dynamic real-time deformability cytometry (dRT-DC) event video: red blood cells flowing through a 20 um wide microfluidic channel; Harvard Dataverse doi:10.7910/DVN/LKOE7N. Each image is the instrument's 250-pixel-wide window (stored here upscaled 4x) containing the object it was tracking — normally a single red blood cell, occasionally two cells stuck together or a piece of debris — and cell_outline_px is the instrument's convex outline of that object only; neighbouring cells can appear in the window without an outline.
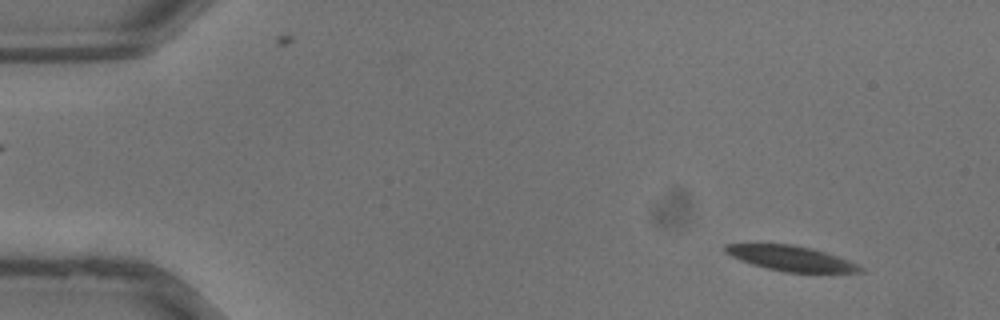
{"species": "common noctule bat (a hibernating species)", "species_latin": "Nyctalus noctula", "temperature_condition": "warm", "stored_images_in_passage": 35, "camera_frame_rate_fps": 3000, "um_per_image_px": 0.085, "animal": {"sex": "male", "body_mass_g": 13.3}, "frame": {"image": 1, "passage_image": 1, "time_ms": 0.0, "image_size_px": [1000, 320], "cell_outline_px": [[864, 272], [784, 272], [752, 264], [740, 260], [724, 252], [724, 244], [792, 244], [812, 248], [848, 260], [864, 268]], "centroid_in_image_um": [67.21, 21.95], "position_along_channel_um": 17.8, "area_um2": 19.48}}
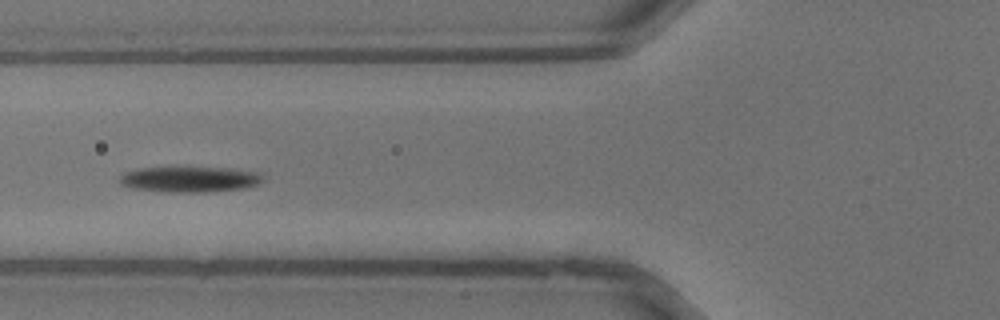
{"frame": {"image": 2, "passage_image": 12, "time_ms": 3.667, "image_size_px": [1000, 320], "cell_outline_px": [[264, 180], [260, 184], [244, 188], [212, 192], [164, 192], [132, 188], [120, 184], [120, 176], [128, 172], [140, 168], [232, 168], [256, 172], [264, 176]], "centroid_in_image_um": [16.19, 15.26], "position_along_channel_um": 109.6, "area_um2": 21.33}}
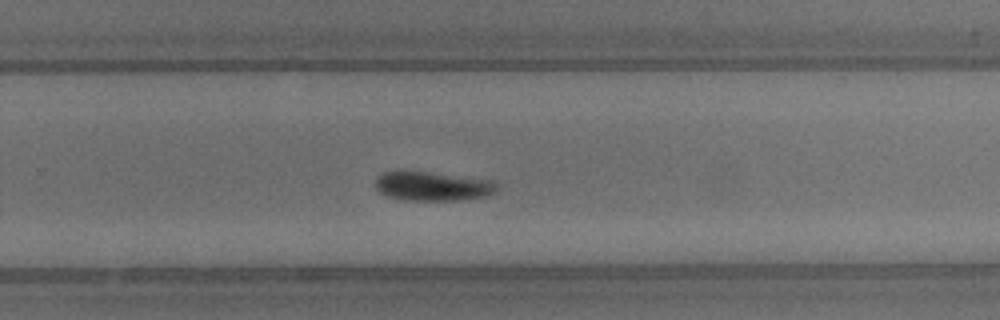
{"frame": {"image": 3, "passage_image": 22, "time_ms": 7.0, "image_size_px": [1000, 320], "cell_outline_px": [[500, 184], [496, 192], [488, 196], [456, 200], [408, 200], [388, 196], [380, 192], [376, 188], [376, 180], [384, 172], [396, 168], [404, 168], [492, 180]], "centroid_in_image_um": [36.77, 15.78], "position_along_channel_um": 293.0, "area_um2": 21.33}}